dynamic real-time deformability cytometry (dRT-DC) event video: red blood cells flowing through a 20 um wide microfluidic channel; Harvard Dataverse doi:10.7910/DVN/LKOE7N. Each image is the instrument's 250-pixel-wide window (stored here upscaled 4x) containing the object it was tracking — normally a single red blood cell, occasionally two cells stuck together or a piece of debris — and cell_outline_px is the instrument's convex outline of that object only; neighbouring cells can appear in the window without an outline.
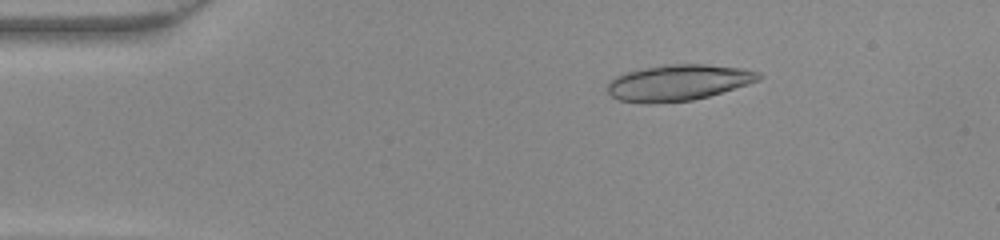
{"species": "common noctule bat (a hibernating species)", "species_latin": "Nyctalus noctula", "temperature_condition": "warm", "stored_images_in_passage": 48, "camera_frame_rate_fps": 3000, "um_per_image_px": 0.085, "animal": {"sex": "female", "body_mass_g": 22.0, "forearm_length_mm": 56.7}, "frame": {"image": 1, "passage_image": 8, "time_ms": 2.333, "image_size_px": [1000, 240], "cell_outline_px": [[764, 76], [748, 84], [708, 96], [692, 100], [648, 104], [644, 104], [616, 100], [608, 92], [608, 80], [616, 76], [628, 72], [644, 68], [664, 64], [704, 64], [740, 68], [760, 72]], "centroid_in_image_um": [57.61, 7.03], "position_along_channel_um": 27.4, "area_um2": 31.73}}